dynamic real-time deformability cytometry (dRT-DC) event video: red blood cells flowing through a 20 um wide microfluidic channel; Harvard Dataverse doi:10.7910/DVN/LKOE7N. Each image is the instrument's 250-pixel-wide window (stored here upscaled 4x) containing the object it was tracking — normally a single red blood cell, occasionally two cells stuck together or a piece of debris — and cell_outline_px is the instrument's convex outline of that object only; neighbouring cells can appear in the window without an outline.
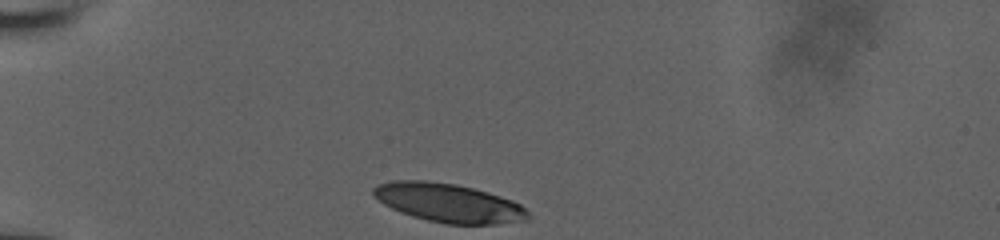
{"species": "human", "species_latin": "Homo sapiens", "temperature_condition": "room temperature", "stored_images_in_passage": 17, "camera_frame_rate_fps": 3000, "um_per_image_px": 0.085, "donor": {"sex": "male"}, "frame": {"image": 1, "passage_image": 1, "time_ms": 0.0, "image_size_px": [1000, 240], "cell_outline_px": [[532, 220], [496, 224], [444, 224], [412, 216], [400, 212], [384, 204], [372, 196], [372, 188], [376, 184], [392, 180], [424, 180], [456, 184], [488, 192], [512, 200], [520, 204], [532, 216]], "centroid_in_image_um": [38.13, 17.24], "position_along_channel_um": 46.9, "area_um2": 35.26}}
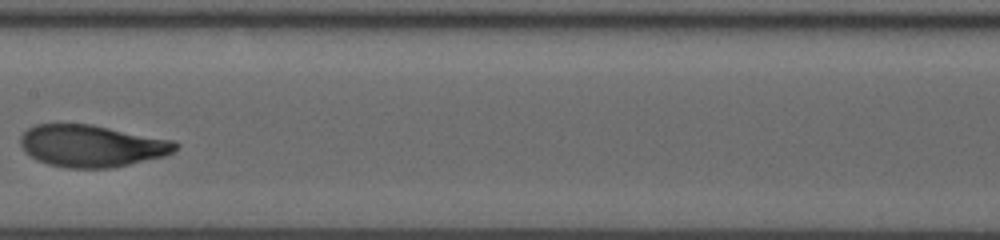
{"frame": {"image": 2, "passage_image": 10, "time_ms": 5.0, "image_size_px": [1000, 240], "cell_outline_px": [[180, 144], [172, 152], [164, 156], [112, 168], [68, 168], [48, 164], [36, 160], [20, 144], [20, 136], [28, 128], [36, 124], [92, 124], [176, 140]], "centroid_in_image_um": [7.83, 12.39], "position_along_channel_um": 199.6, "area_um2": 38.03}}
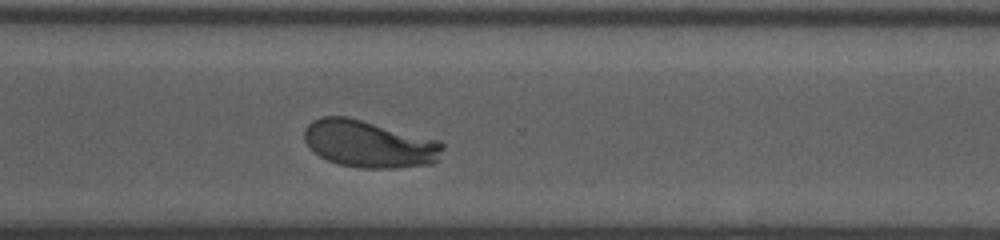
{"frame": {"image": 3, "passage_image": 17, "time_ms": 8.667, "image_size_px": [1000, 240], "cell_outline_px": [[444, 148], [436, 164], [396, 168], [360, 168], [340, 164], [328, 160], [320, 156], [308, 148], [304, 140], [304, 128], [312, 120], [320, 116], [348, 116], [440, 140], [444, 144]], "centroid_in_image_um": [31.39, 12.23], "position_along_channel_um": 339.2, "area_um2": 38.55}}